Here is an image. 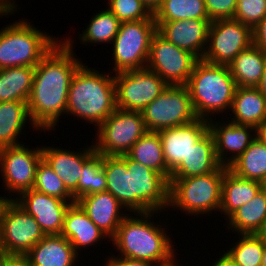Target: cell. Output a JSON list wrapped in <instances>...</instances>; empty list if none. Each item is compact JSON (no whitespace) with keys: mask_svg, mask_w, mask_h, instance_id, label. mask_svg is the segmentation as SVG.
<instances>
[{"mask_svg":"<svg viewBox=\"0 0 266 266\" xmlns=\"http://www.w3.org/2000/svg\"><path fill=\"white\" fill-rule=\"evenodd\" d=\"M66 38V39H65ZM62 38L35 67L33 84L27 101L33 125L40 131H55L61 115L66 116L69 86L78 67L72 37ZM74 47V49H73Z\"/></svg>","mask_w":266,"mask_h":266,"instance_id":"cell-1","label":"cell"},{"mask_svg":"<svg viewBox=\"0 0 266 266\" xmlns=\"http://www.w3.org/2000/svg\"><path fill=\"white\" fill-rule=\"evenodd\" d=\"M159 213L162 214L161 212L129 213L111 239L112 243H109L116 250L112 256L146 261L153 266L166 265L177 258L176 255L179 253L176 251L179 250L174 248L176 246L173 245L172 234L170 235L167 225L164 224L166 221L163 222L160 218L157 223L156 217L158 218Z\"/></svg>","mask_w":266,"mask_h":266,"instance_id":"cell-2","label":"cell"},{"mask_svg":"<svg viewBox=\"0 0 266 266\" xmlns=\"http://www.w3.org/2000/svg\"><path fill=\"white\" fill-rule=\"evenodd\" d=\"M116 109L114 74L82 63L69 86L66 116L97 128Z\"/></svg>","mask_w":266,"mask_h":266,"instance_id":"cell-3","label":"cell"},{"mask_svg":"<svg viewBox=\"0 0 266 266\" xmlns=\"http://www.w3.org/2000/svg\"><path fill=\"white\" fill-rule=\"evenodd\" d=\"M186 86L198 118L210 120L230 113L237 86L229 66L199 59Z\"/></svg>","mask_w":266,"mask_h":266,"instance_id":"cell-4","label":"cell"},{"mask_svg":"<svg viewBox=\"0 0 266 266\" xmlns=\"http://www.w3.org/2000/svg\"><path fill=\"white\" fill-rule=\"evenodd\" d=\"M29 21L19 18L0 29V69L36 67L62 39L42 32Z\"/></svg>","mask_w":266,"mask_h":266,"instance_id":"cell-5","label":"cell"},{"mask_svg":"<svg viewBox=\"0 0 266 266\" xmlns=\"http://www.w3.org/2000/svg\"><path fill=\"white\" fill-rule=\"evenodd\" d=\"M223 177L224 166L221 165L215 172L206 175L169 178L168 212L173 208L191 217L219 213Z\"/></svg>","mask_w":266,"mask_h":266,"instance_id":"cell-6","label":"cell"},{"mask_svg":"<svg viewBox=\"0 0 266 266\" xmlns=\"http://www.w3.org/2000/svg\"><path fill=\"white\" fill-rule=\"evenodd\" d=\"M156 32L153 15L147 20L121 22L111 43L114 62L110 72L117 74L146 68L151 39Z\"/></svg>","mask_w":266,"mask_h":266,"instance_id":"cell-7","label":"cell"},{"mask_svg":"<svg viewBox=\"0 0 266 266\" xmlns=\"http://www.w3.org/2000/svg\"><path fill=\"white\" fill-rule=\"evenodd\" d=\"M147 132L141 111L116 109L95 129V152L101 155H126ZM96 140V141H95Z\"/></svg>","mask_w":266,"mask_h":266,"instance_id":"cell-8","label":"cell"},{"mask_svg":"<svg viewBox=\"0 0 266 266\" xmlns=\"http://www.w3.org/2000/svg\"><path fill=\"white\" fill-rule=\"evenodd\" d=\"M147 131L159 132L198 119L186 85L167 88L141 111Z\"/></svg>","mask_w":266,"mask_h":266,"instance_id":"cell-9","label":"cell"},{"mask_svg":"<svg viewBox=\"0 0 266 266\" xmlns=\"http://www.w3.org/2000/svg\"><path fill=\"white\" fill-rule=\"evenodd\" d=\"M44 236L35 218L14 199L4 201L0 209L2 254L26 255Z\"/></svg>","mask_w":266,"mask_h":266,"instance_id":"cell-10","label":"cell"},{"mask_svg":"<svg viewBox=\"0 0 266 266\" xmlns=\"http://www.w3.org/2000/svg\"><path fill=\"white\" fill-rule=\"evenodd\" d=\"M41 159L42 145L34 149L25 144L0 148V177L9 200L33 188ZM11 195L15 196L12 198Z\"/></svg>","mask_w":266,"mask_h":266,"instance_id":"cell-11","label":"cell"},{"mask_svg":"<svg viewBox=\"0 0 266 266\" xmlns=\"http://www.w3.org/2000/svg\"><path fill=\"white\" fill-rule=\"evenodd\" d=\"M130 171L131 212H166L169 206V181L159 172L132 160L126 154Z\"/></svg>","mask_w":266,"mask_h":266,"instance_id":"cell-12","label":"cell"},{"mask_svg":"<svg viewBox=\"0 0 266 266\" xmlns=\"http://www.w3.org/2000/svg\"><path fill=\"white\" fill-rule=\"evenodd\" d=\"M253 44V29L240 21L227 18L210 23L203 60L229 65L242 51Z\"/></svg>","mask_w":266,"mask_h":266,"instance_id":"cell-13","label":"cell"},{"mask_svg":"<svg viewBox=\"0 0 266 266\" xmlns=\"http://www.w3.org/2000/svg\"><path fill=\"white\" fill-rule=\"evenodd\" d=\"M116 106L126 111H142L168 86L148 68L114 74Z\"/></svg>","mask_w":266,"mask_h":266,"instance_id":"cell-14","label":"cell"},{"mask_svg":"<svg viewBox=\"0 0 266 266\" xmlns=\"http://www.w3.org/2000/svg\"><path fill=\"white\" fill-rule=\"evenodd\" d=\"M197 58L180 49L156 32L150 43L146 68L155 72L168 85H186Z\"/></svg>","mask_w":266,"mask_h":266,"instance_id":"cell-15","label":"cell"},{"mask_svg":"<svg viewBox=\"0 0 266 266\" xmlns=\"http://www.w3.org/2000/svg\"><path fill=\"white\" fill-rule=\"evenodd\" d=\"M32 215L45 235H60L67 209L74 200H62L35 189L22 192L14 199Z\"/></svg>","mask_w":266,"mask_h":266,"instance_id":"cell-16","label":"cell"},{"mask_svg":"<svg viewBox=\"0 0 266 266\" xmlns=\"http://www.w3.org/2000/svg\"><path fill=\"white\" fill-rule=\"evenodd\" d=\"M217 118L208 120L209 131L215 141V154L218 162L228 167L257 138V128L250 125L236 124ZM220 119V121H219ZM228 155V156H227Z\"/></svg>","mask_w":266,"mask_h":266,"instance_id":"cell-17","label":"cell"},{"mask_svg":"<svg viewBox=\"0 0 266 266\" xmlns=\"http://www.w3.org/2000/svg\"><path fill=\"white\" fill-rule=\"evenodd\" d=\"M94 153L93 143L83 146L79 151L63 149L60 146L42 145V158L63 181L75 202L78 200V181L83 165Z\"/></svg>","mask_w":266,"mask_h":266,"instance_id":"cell-18","label":"cell"},{"mask_svg":"<svg viewBox=\"0 0 266 266\" xmlns=\"http://www.w3.org/2000/svg\"><path fill=\"white\" fill-rule=\"evenodd\" d=\"M209 131V122L198 118L191 123L158 132L168 170L172 173L186 160L190 150Z\"/></svg>","mask_w":266,"mask_h":266,"instance_id":"cell-19","label":"cell"},{"mask_svg":"<svg viewBox=\"0 0 266 266\" xmlns=\"http://www.w3.org/2000/svg\"><path fill=\"white\" fill-rule=\"evenodd\" d=\"M157 32L180 49L203 58L208 38L210 19L155 21Z\"/></svg>","mask_w":266,"mask_h":266,"instance_id":"cell-20","label":"cell"},{"mask_svg":"<svg viewBox=\"0 0 266 266\" xmlns=\"http://www.w3.org/2000/svg\"><path fill=\"white\" fill-rule=\"evenodd\" d=\"M76 202L110 240L116 235L119 225L129 214L108 191L83 196Z\"/></svg>","mask_w":266,"mask_h":266,"instance_id":"cell-21","label":"cell"},{"mask_svg":"<svg viewBox=\"0 0 266 266\" xmlns=\"http://www.w3.org/2000/svg\"><path fill=\"white\" fill-rule=\"evenodd\" d=\"M61 235L69 240L79 256L82 255L83 249L85 251L92 246L94 248L96 244L104 243L107 238V241L111 243L109 237L89 219L87 213L77 202L72 203L66 211Z\"/></svg>","mask_w":266,"mask_h":266,"instance_id":"cell-22","label":"cell"},{"mask_svg":"<svg viewBox=\"0 0 266 266\" xmlns=\"http://www.w3.org/2000/svg\"><path fill=\"white\" fill-rule=\"evenodd\" d=\"M26 256L31 266H76V262L82 259L61 234L45 235Z\"/></svg>","mask_w":266,"mask_h":266,"instance_id":"cell-23","label":"cell"},{"mask_svg":"<svg viewBox=\"0 0 266 266\" xmlns=\"http://www.w3.org/2000/svg\"><path fill=\"white\" fill-rule=\"evenodd\" d=\"M221 164L215 154V141L208 131L191 148L190 153L182 163L171 173L170 178H187L206 175L215 172Z\"/></svg>","mask_w":266,"mask_h":266,"instance_id":"cell-24","label":"cell"},{"mask_svg":"<svg viewBox=\"0 0 266 266\" xmlns=\"http://www.w3.org/2000/svg\"><path fill=\"white\" fill-rule=\"evenodd\" d=\"M230 112L223 119L257 128L266 120V98L256 87H237Z\"/></svg>","mask_w":266,"mask_h":266,"instance_id":"cell-25","label":"cell"},{"mask_svg":"<svg viewBox=\"0 0 266 266\" xmlns=\"http://www.w3.org/2000/svg\"><path fill=\"white\" fill-rule=\"evenodd\" d=\"M263 187L260 182L236 176L224 166L219 213L223 214L226 220L238 208L254 198Z\"/></svg>","mask_w":266,"mask_h":266,"instance_id":"cell-26","label":"cell"},{"mask_svg":"<svg viewBox=\"0 0 266 266\" xmlns=\"http://www.w3.org/2000/svg\"><path fill=\"white\" fill-rule=\"evenodd\" d=\"M26 124L39 131L30 119L27 102H0V148L22 144L20 138Z\"/></svg>","mask_w":266,"mask_h":266,"instance_id":"cell-27","label":"cell"},{"mask_svg":"<svg viewBox=\"0 0 266 266\" xmlns=\"http://www.w3.org/2000/svg\"><path fill=\"white\" fill-rule=\"evenodd\" d=\"M237 87H257L266 66V53L252 44L228 65Z\"/></svg>","mask_w":266,"mask_h":266,"instance_id":"cell-28","label":"cell"},{"mask_svg":"<svg viewBox=\"0 0 266 266\" xmlns=\"http://www.w3.org/2000/svg\"><path fill=\"white\" fill-rule=\"evenodd\" d=\"M266 219V188L263 187L259 193L248 203L242 205L233 212L225 221V227L235 235L255 234Z\"/></svg>","mask_w":266,"mask_h":266,"instance_id":"cell-29","label":"cell"},{"mask_svg":"<svg viewBox=\"0 0 266 266\" xmlns=\"http://www.w3.org/2000/svg\"><path fill=\"white\" fill-rule=\"evenodd\" d=\"M102 168L105 172L107 189L131 213L130 171L126 165V155H102Z\"/></svg>","mask_w":266,"mask_h":266,"instance_id":"cell-30","label":"cell"},{"mask_svg":"<svg viewBox=\"0 0 266 266\" xmlns=\"http://www.w3.org/2000/svg\"><path fill=\"white\" fill-rule=\"evenodd\" d=\"M35 67L0 69V102H27L31 93Z\"/></svg>","mask_w":266,"mask_h":266,"instance_id":"cell-31","label":"cell"},{"mask_svg":"<svg viewBox=\"0 0 266 266\" xmlns=\"http://www.w3.org/2000/svg\"><path fill=\"white\" fill-rule=\"evenodd\" d=\"M228 169L236 176L266 184V144L258 137Z\"/></svg>","mask_w":266,"mask_h":266,"instance_id":"cell-32","label":"cell"},{"mask_svg":"<svg viewBox=\"0 0 266 266\" xmlns=\"http://www.w3.org/2000/svg\"><path fill=\"white\" fill-rule=\"evenodd\" d=\"M127 155L148 168L161 173L168 181L171 172L168 170L163 147L158 132L147 131L133 144Z\"/></svg>","mask_w":266,"mask_h":266,"instance_id":"cell-33","label":"cell"},{"mask_svg":"<svg viewBox=\"0 0 266 266\" xmlns=\"http://www.w3.org/2000/svg\"><path fill=\"white\" fill-rule=\"evenodd\" d=\"M121 22L106 7L104 10L94 13L90 18L85 30L79 34L80 44L84 45H100L110 44L114 40Z\"/></svg>","mask_w":266,"mask_h":266,"instance_id":"cell-34","label":"cell"},{"mask_svg":"<svg viewBox=\"0 0 266 266\" xmlns=\"http://www.w3.org/2000/svg\"><path fill=\"white\" fill-rule=\"evenodd\" d=\"M153 16L155 21L209 19L204 0H162Z\"/></svg>","mask_w":266,"mask_h":266,"instance_id":"cell-35","label":"cell"},{"mask_svg":"<svg viewBox=\"0 0 266 266\" xmlns=\"http://www.w3.org/2000/svg\"><path fill=\"white\" fill-rule=\"evenodd\" d=\"M265 243L255 234H239L238 239L225 249L236 266H261Z\"/></svg>","mask_w":266,"mask_h":266,"instance_id":"cell-36","label":"cell"},{"mask_svg":"<svg viewBox=\"0 0 266 266\" xmlns=\"http://www.w3.org/2000/svg\"><path fill=\"white\" fill-rule=\"evenodd\" d=\"M107 182L102 168V155L95 152L83 165L78 181V199L106 191Z\"/></svg>","mask_w":266,"mask_h":266,"instance_id":"cell-37","label":"cell"},{"mask_svg":"<svg viewBox=\"0 0 266 266\" xmlns=\"http://www.w3.org/2000/svg\"><path fill=\"white\" fill-rule=\"evenodd\" d=\"M32 189L62 200H74L73 195L67 190L63 181L43 158L37 165Z\"/></svg>","mask_w":266,"mask_h":266,"instance_id":"cell-38","label":"cell"},{"mask_svg":"<svg viewBox=\"0 0 266 266\" xmlns=\"http://www.w3.org/2000/svg\"><path fill=\"white\" fill-rule=\"evenodd\" d=\"M105 6L120 21L147 20L153 12L141 0H108Z\"/></svg>","mask_w":266,"mask_h":266,"instance_id":"cell-39","label":"cell"},{"mask_svg":"<svg viewBox=\"0 0 266 266\" xmlns=\"http://www.w3.org/2000/svg\"><path fill=\"white\" fill-rule=\"evenodd\" d=\"M233 19L254 29L266 17V0L236 1Z\"/></svg>","mask_w":266,"mask_h":266,"instance_id":"cell-40","label":"cell"},{"mask_svg":"<svg viewBox=\"0 0 266 266\" xmlns=\"http://www.w3.org/2000/svg\"><path fill=\"white\" fill-rule=\"evenodd\" d=\"M206 12L211 21L233 18L236 12V0H204Z\"/></svg>","mask_w":266,"mask_h":266,"instance_id":"cell-41","label":"cell"},{"mask_svg":"<svg viewBox=\"0 0 266 266\" xmlns=\"http://www.w3.org/2000/svg\"><path fill=\"white\" fill-rule=\"evenodd\" d=\"M107 257L103 266H153L146 261L112 256V253Z\"/></svg>","mask_w":266,"mask_h":266,"instance_id":"cell-42","label":"cell"},{"mask_svg":"<svg viewBox=\"0 0 266 266\" xmlns=\"http://www.w3.org/2000/svg\"><path fill=\"white\" fill-rule=\"evenodd\" d=\"M0 260L2 266H31V262L26 255L2 254Z\"/></svg>","mask_w":266,"mask_h":266,"instance_id":"cell-43","label":"cell"},{"mask_svg":"<svg viewBox=\"0 0 266 266\" xmlns=\"http://www.w3.org/2000/svg\"><path fill=\"white\" fill-rule=\"evenodd\" d=\"M253 44L266 53V17L253 29Z\"/></svg>","mask_w":266,"mask_h":266,"instance_id":"cell-44","label":"cell"},{"mask_svg":"<svg viewBox=\"0 0 266 266\" xmlns=\"http://www.w3.org/2000/svg\"><path fill=\"white\" fill-rule=\"evenodd\" d=\"M213 261L215 262H212L211 264L212 266H236L233 260L228 256L226 252L225 253L222 252L221 256H219V258L217 256L216 260Z\"/></svg>","mask_w":266,"mask_h":266,"instance_id":"cell-45","label":"cell"},{"mask_svg":"<svg viewBox=\"0 0 266 266\" xmlns=\"http://www.w3.org/2000/svg\"><path fill=\"white\" fill-rule=\"evenodd\" d=\"M16 4V0H0V11H13L16 9H20L21 8H17L19 7V5Z\"/></svg>","mask_w":266,"mask_h":266,"instance_id":"cell-46","label":"cell"},{"mask_svg":"<svg viewBox=\"0 0 266 266\" xmlns=\"http://www.w3.org/2000/svg\"><path fill=\"white\" fill-rule=\"evenodd\" d=\"M256 88L266 98V66L264 68L260 83Z\"/></svg>","mask_w":266,"mask_h":266,"instance_id":"cell-47","label":"cell"},{"mask_svg":"<svg viewBox=\"0 0 266 266\" xmlns=\"http://www.w3.org/2000/svg\"><path fill=\"white\" fill-rule=\"evenodd\" d=\"M257 137L266 144V120L257 127Z\"/></svg>","mask_w":266,"mask_h":266,"instance_id":"cell-48","label":"cell"},{"mask_svg":"<svg viewBox=\"0 0 266 266\" xmlns=\"http://www.w3.org/2000/svg\"><path fill=\"white\" fill-rule=\"evenodd\" d=\"M255 235L260 238L264 243H266V219L262 222L261 227L255 233Z\"/></svg>","mask_w":266,"mask_h":266,"instance_id":"cell-49","label":"cell"},{"mask_svg":"<svg viewBox=\"0 0 266 266\" xmlns=\"http://www.w3.org/2000/svg\"><path fill=\"white\" fill-rule=\"evenodd\" d=\"M146 6L154 12L155 9L161 4L162 0H141Z\"/></svg>","mask_w":266,"mask_h":266,"instance_id":"cell-50","label":"cell"},{"mask_svg":"<svg viewBox=\"0 0 266 266\" xmlns=\"http://www.w3.org/2000/svg\"><path fill=\"white\" fill-rule=\"evenodd\" d=\"M17 10L18 9H16V10H13V11H0V18L2 17V16H5V17H7V18H9L8 16H10V15H12V16H14L15 15V13H17ZM8 15V16H7Z\"/></svg>","mask_w":266,"mask_h":266,"instance_id":"cell-51","label":"cell"},{"mask_svg":"<svg viewBox=\"0 0 266 266\" xmlns=\"http://www.w3.org/2000/svg\"><path fill=\"white\" fill-rule=\"evenodd\" d=\"M180 262H181L180 260L178 261V259L175 258L171 263H168L166 265H161V266H184V263L181 264Z\"/></svg>","mask_w":266,"mask_h":266,"instance_id":"cell-52","label":"cell"},{"mask_svg":"<svg viewBox=\"0 0 266 266\" xmlns=\"http://www.w3.org/2000/svg\"><path fill=\"white\" fill-rule=\"evenodd\" d=\"M261 266H266V243H265V247H264V252H263V257H262V261H261Z\"/></svg>","mask_w":266,"mask_h":266,"instance_id":"cell-53","label":"cell"},{"mask_svg":"<svg viewBox=\"0 0 266 266\" xmlns=\"http://www.w3.org/2000/svg\"><path fill=\"white\" fill-rule=\"evenodd\" d=\"M6 199H8L6 195H0V209Z\"/></svg>","mask_w":266,"mask_h":266,"instance_id":"cell-54","label":"cell"}]
</instances>
